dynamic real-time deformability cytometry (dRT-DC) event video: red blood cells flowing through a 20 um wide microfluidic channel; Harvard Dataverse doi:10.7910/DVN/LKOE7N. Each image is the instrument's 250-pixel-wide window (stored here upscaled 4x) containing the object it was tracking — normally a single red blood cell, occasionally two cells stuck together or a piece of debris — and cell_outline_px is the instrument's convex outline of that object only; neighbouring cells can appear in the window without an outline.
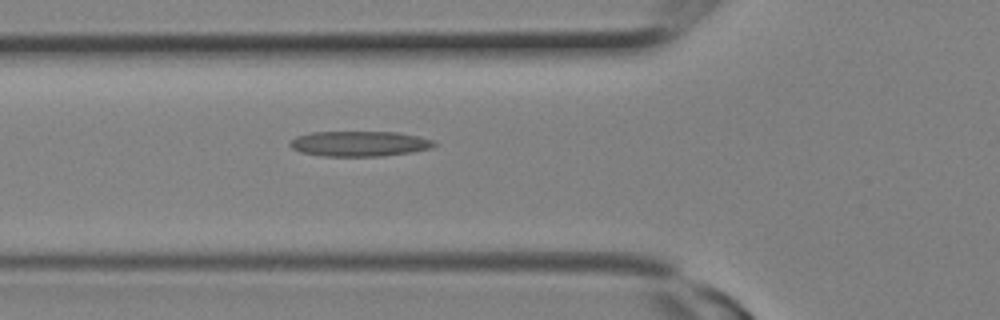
{"species": "Egyptian fruit bat (a non-hibernating species)", "species_latin": "Rousettus aegyptiacus", "temperature_condition": "room temperature", "stored_images_in_passage": 6, "camera_frame_rate_fps": 3000, "um_per_image_px": 0.085, "animal": {"sex": "female"}, "frame": {"image": 1, "passage_image": 6, "time_ms": 1.667, "image_size_px": [1000, 320], "cell_outline_px": [[436, 144], [432, 148], [412, 152], [384, 156], [324, 156], [300, 152], [292, 148], [288, 144], [296, 136], [312, 132], [400, 132], [420, 136], [432, 140]], "centroid_in_image_um": [30.57, 12.21], "position_along_channel_um": 95.2, "area_um2": 21.33}}